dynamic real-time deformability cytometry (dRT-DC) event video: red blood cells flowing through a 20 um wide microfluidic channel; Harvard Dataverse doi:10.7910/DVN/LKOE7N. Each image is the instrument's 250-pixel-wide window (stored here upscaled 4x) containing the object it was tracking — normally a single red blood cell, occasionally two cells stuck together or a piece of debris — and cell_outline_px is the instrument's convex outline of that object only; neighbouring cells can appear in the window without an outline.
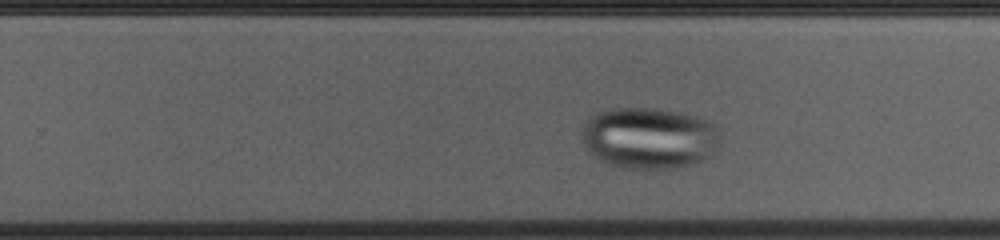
{"species": "common noctule bat (a hibernating species)", "species_latin": "Nyctalus noctula", "temperature_condition": "cold", "stored_images_in_passage": 34, "camera_frame_rate_fps": 3000, "um_per_image_px": 0.085, "animal": {"sex": "female", "body_mass_g": 23.0, "forearm_length_mm": 53.4}, "frame": {"image": 1, "passage_image": 23, "time_ms": 7.333, "image_size_px": [1000, 240], "cell_outline_px": [[720, 144], [712, 156], [696, 164], [672, 168], [624, 168], [608, 164], [600, 160], [588, 152], [580, 140], [580, 132], [584, 124], [596, 112], [612, 108], [656, 108], [676, 112], [692, 116], [716, 124], [720, 132]], "centroid_in_image_um": [55.17, 11.74], "position_along_channel_um": 274.6, "area_um2": 50.17}}
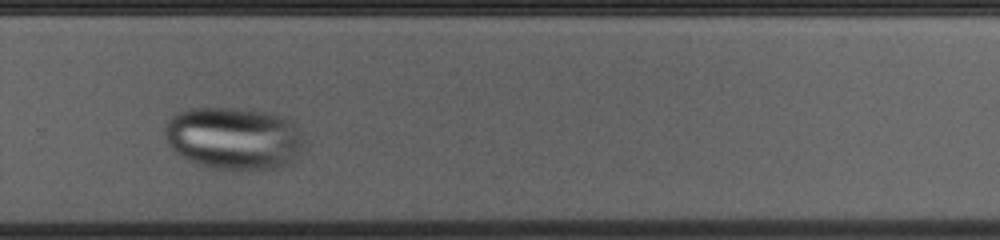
{"frame": {"image": 2, "passage_image": 26, "time_ms": 8.333, "image_size_px": [1000, 240], "cell_outline_px": [[304, 152], [296, 164], [276, 168], [252, 172], [236, 172], [208, 168], [196, 164], [188, 160], [176, 152], [168, 144], [164, 132], [164, 128], [168, 120], [176, 112], [192, 108], [240, 108], [264, 112], [284, 116], [292, 120], [304, 132]], "centroid_in_image_um": [19.99, 11.81], "position_along_channel_um": 309.8, "area_um2": 52.94}}